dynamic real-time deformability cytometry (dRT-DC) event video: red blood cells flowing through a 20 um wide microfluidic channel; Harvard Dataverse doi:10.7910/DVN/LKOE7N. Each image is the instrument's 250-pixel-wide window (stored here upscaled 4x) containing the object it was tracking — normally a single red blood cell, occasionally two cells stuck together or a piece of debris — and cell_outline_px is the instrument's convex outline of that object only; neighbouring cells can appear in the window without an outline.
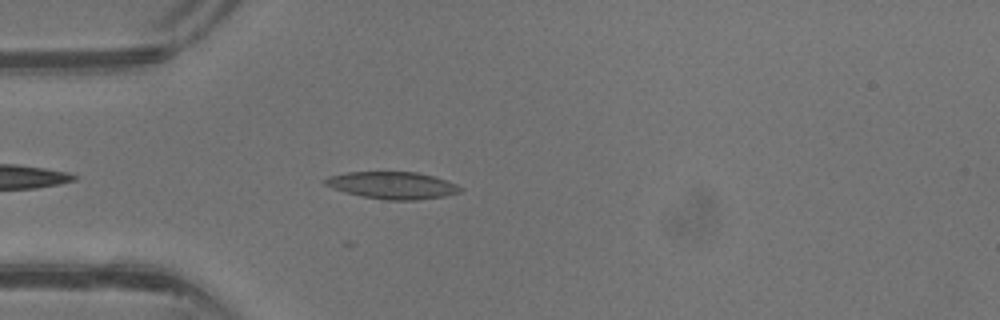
{"species": "common noctule bat (a hibernating species)", "species_latin": "Nyctalus noctula", "temperature_condition": "warm", "stored_images_in_passage": 25, "camera_frame_rate_fps": 3000, "um_per_image_px": 0.085, "animal": {"sex": "male", "body_mass_g": 13.3}, "frame": {"image": 1, "passage_image": 3, "time_ms": 0.667, "image_size_px": [1000, 320], "cell_outline_px": [[464, 188], [460, 192], [444, 196], [416, 200], [384, 200], [344, 192], [332, 188], [324, 184], [320, 180], [328, 176], [348, 172], [416, 172], [432, 176], [456, 184]], "centroid_in_image_um": [33.31, 15.75], "position_along_channel_um": 51.7, "area_um2": 21.33}}
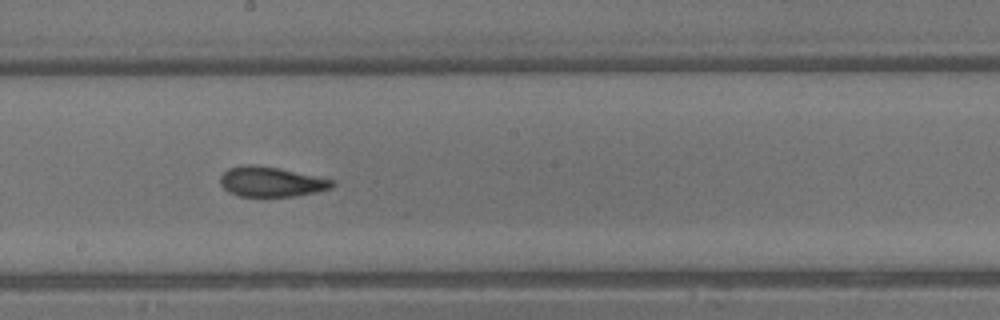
{"frame": {"image": 2, "passage_image": 14, "time_ms": 4.333, "image_size_px": [1000, 320], "cell_outline_px": [[336, 184], [332, 188], [316, 192], [296, 196], [240, 196], [228, 192], [220, 184], [220, 176], [228, 168], [244, 164], [252, 164], [280, 168], [336, 180]], "centroid_in_image_um": [23.07, 15.44], "position_along_channel_um": 225.1, "area_um2": 19.77}}
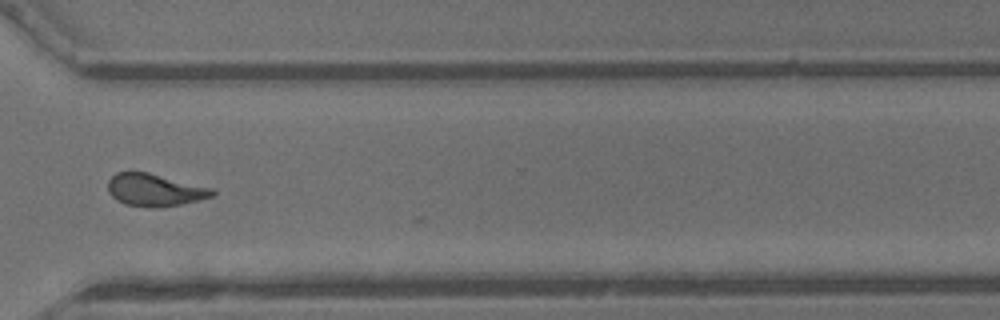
{"frame": {"image": 3, "passage_image": 22, "time_ms": 7.0, "image_size_px": [1000, 320], "cell_outline_px": [[216, 192], [212, 196], [200, 200], [180, 204], [156, 208], [148, 208], [124, 204], [116, 200], [108, 192], [108, 180], [116, 172], [148, 172], [212, 188]], "centroid_in_image_um": [13.13, 16.16], "position_along_channel_um": 357.5, "area_um2": 19.77}}